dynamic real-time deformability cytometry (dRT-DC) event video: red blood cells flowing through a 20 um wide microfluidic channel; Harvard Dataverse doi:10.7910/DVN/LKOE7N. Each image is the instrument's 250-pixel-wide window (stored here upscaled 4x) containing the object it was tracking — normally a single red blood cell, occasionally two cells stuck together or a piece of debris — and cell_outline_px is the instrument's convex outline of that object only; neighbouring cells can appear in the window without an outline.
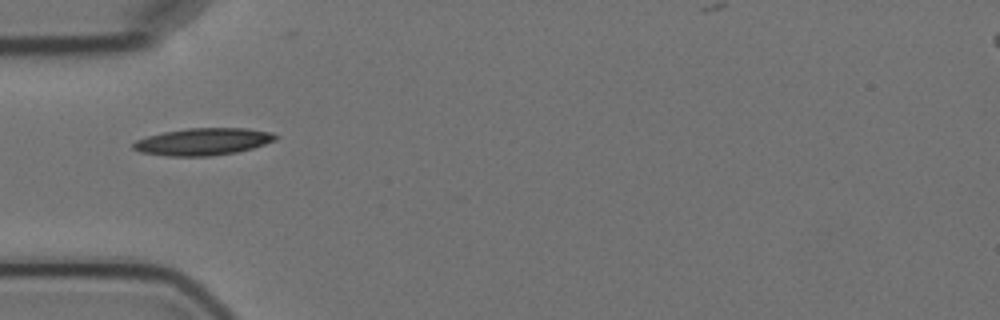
{"species": "Egyptian fruit bat (a non-hibernating species)", "species_latin": "Rousettus aegyptiacus", "temperature_condition": "cold", "stored_images_in_passage": 5, "camera_frame_rate_fps": 3000, "um_per_image_px": 0.085, "animal": {"sex": "female"}, "frame": {"image": 1, "passage_image": 1, "time_ms": 0.0, "image_size_px": [1000, 320], "cell_outline_px": [[280, 136], [276, 140], [252, 148], [236, 152], [208, 156], [168, 156], [140, 152], [132, 148], [132, 144], [136, 140], [148, 136], [164, 132], [188, 128], [244, 128], [272, 132]], "centroid_in_image_um": [17.27, 12.04], "position_along_channel_um": 67.7, "area_um2": 22.43}}
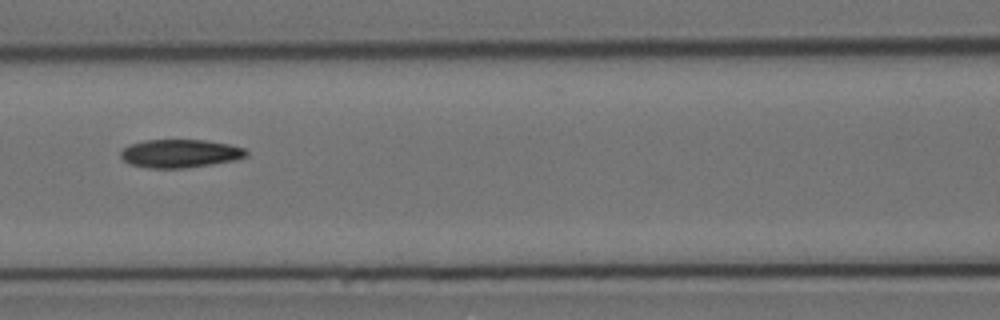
{"frame": {"image": 2, "passage_image": 3, "time_ms": 2.333, "image_size_px": [1000, 320], "cell_outline_px": [[248, 156], [236, 160], [212, 164], [184, 168], [148, 168], [132, 164], [124, 160], [120, 156], [120, 152], [124, 148], [132, 144], [144, 140], [204, 140], [228, 144], [244, 148], [248, 152]], "centroid_in_image_um": [15.33, 13.05], "position_along_channel_um": 151.3, "area_um2": 20.58}}
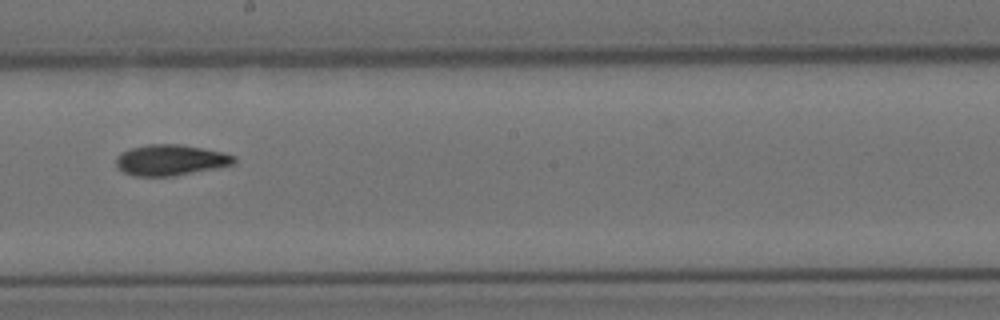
{"frame": {"image": 3, "passage_image": 5, "time_ms": 4.667, "image_size_px": [1000, 320], "cell_outline_px": [[236, 160], [232, 164], [216, 168], [172, 176], [132, 176], [116, 168], [116, 156], [120, 152], [128, 148], [148, 144], [180, 144], [220, 152], [232, 156]], "centroid_in_image_um": [14.39, 13.6], "position_along_channel_um": 233.8, "area_um2": 21.1}}